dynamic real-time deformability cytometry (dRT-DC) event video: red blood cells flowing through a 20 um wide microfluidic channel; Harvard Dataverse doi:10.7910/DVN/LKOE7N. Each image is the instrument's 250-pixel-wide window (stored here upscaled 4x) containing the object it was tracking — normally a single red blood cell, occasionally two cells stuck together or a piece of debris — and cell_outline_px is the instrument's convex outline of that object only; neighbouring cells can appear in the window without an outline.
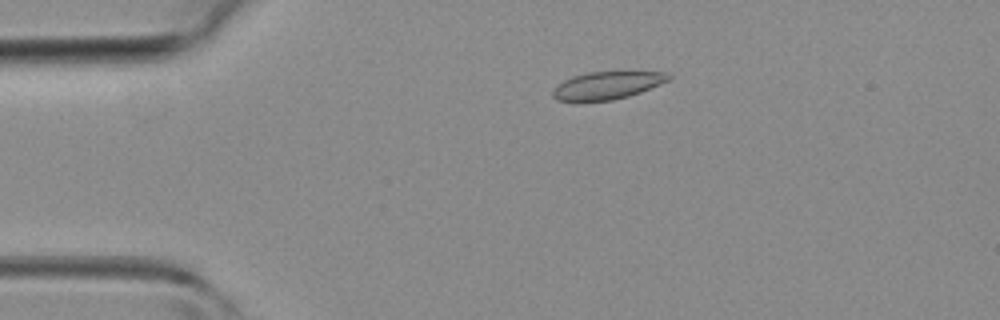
{"species": "common noctule bat (a hibernating species)", "species_latin": "Nyctalus noctula", "temperature_condition": "room temperature", "stored_images_in_passage": 38, "camera_frame_rate_fps": 3000, "um_per_image_px": 0.085, "animal": {"sex": "female", "body_mass_g": 19.3, "forearm_length_mm": 54.1}, "frame": {"image": 1, "passage_image": 3, "time_ms": 0.667, "image_size_px": [1000, 320], "cell_outline_px": [[672, 76], [668, 80], [660, 84], [640, 92], [628, 96], [612, 100], [580, 104], [576, 104], [556, 100], [552, 96], [552, 92], [564, 80], [572, 76], [588, 72], [664, 72]], "centroid_in_image_um": [51.52, 7.31], "position_along_channel_um": 33.5, "area_um2": 19.02}}
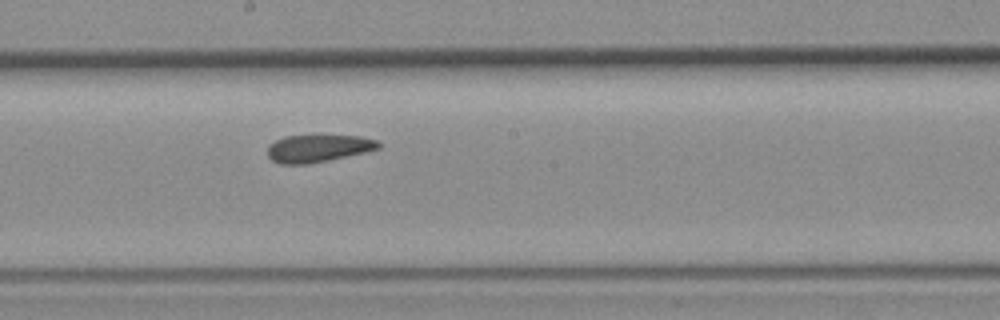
{"frame": {"image": 2, "passage_image": 18, "time_ms": 5.667, "image_size_px": [1000, 320], "cell_outline_px": [[380, 148], [364, 152], [328, 160], [308, 164], [280, 164], [272, 160], [268, 156], [268, 144], [284, 136], [360, 136], [376, 140], [380, 144]], "centroid_in_image_um": [27.0, 12.61], "position_along_channel_um": 221.2, "area_um2": 17.51}}
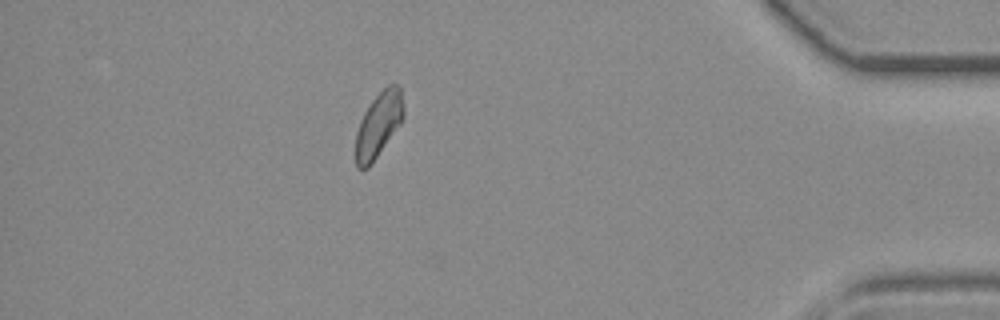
{"frame": {"image": 3, "passage_image": 33, "time_ms": 10.667, "image_size_px": [1000, 320], "cell_outline_px": [[404, 116], [400, 124], [372, 164], [368, 168], [356, 168], [356, 132], [360, 120], [364, 112], [372, 100], [388, 84], [396, 84], [400, 88], [404, 108]], "centroid_in_image_um": [32.18, 10.61], "position_along_channel_um": 403.0, "area_um2": 18.03}}